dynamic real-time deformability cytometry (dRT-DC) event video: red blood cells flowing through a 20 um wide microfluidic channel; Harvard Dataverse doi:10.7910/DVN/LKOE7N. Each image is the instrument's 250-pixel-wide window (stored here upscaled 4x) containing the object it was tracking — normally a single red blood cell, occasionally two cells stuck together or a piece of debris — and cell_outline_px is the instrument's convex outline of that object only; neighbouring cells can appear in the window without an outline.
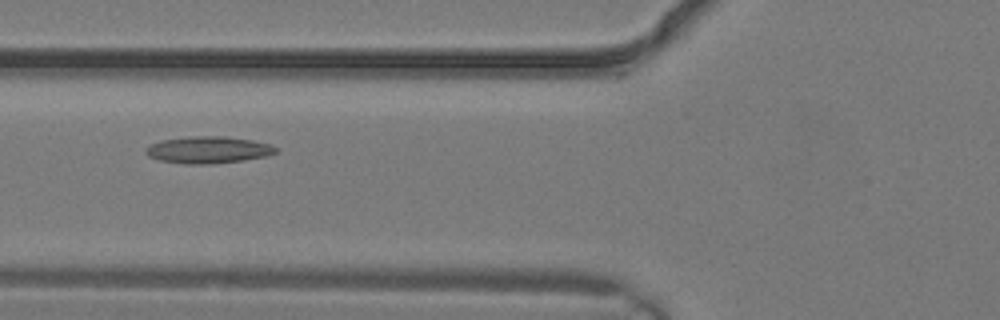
{"species": "common noctule bat (a hibernating species)", "species_latin": "Nyctalus noctula", "temperature_condition": "warm", "stored_images_in_passage": 4, "camera_frame_rate_fps": 3000, "um_per_image_px": 0.085, "animal": {"sex": "male", "body_mass_g": 19.2, "forearm_length_mm": 51.8}, "frame": {"image": 1, "passage_image": 4, "time_ms": 1.0, "image_size_px": [1000, 320], "cell_outline_px": [[276, 152], [264, 156], [244, 160], [212, 164], [184, 164], [160, 160], [148, 156], [144, 152], [144, 148], [160, 140], [188, 136], [228, 136], [252, 140], [268, 144], [276, 148]], "centroid_in_image_um": [17.64, 12.73], "position_along_channel_um": 108.2, "area_um2": 20.4}}